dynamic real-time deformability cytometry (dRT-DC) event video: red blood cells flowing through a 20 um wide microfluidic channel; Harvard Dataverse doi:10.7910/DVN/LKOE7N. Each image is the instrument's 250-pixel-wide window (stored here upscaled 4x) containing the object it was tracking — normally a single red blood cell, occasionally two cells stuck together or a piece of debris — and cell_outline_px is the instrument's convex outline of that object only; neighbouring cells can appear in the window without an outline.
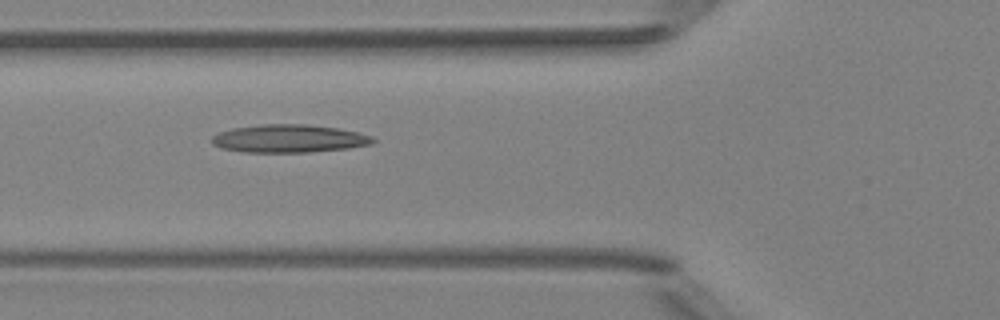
{"species": "Egyptian fruit bat (a non-hibernating species)", "species_latin": "Rousettus aegyptiacus", "temperature_condition": "room temperature", "stored_images_in_passage": 8, "camera_frame_rate_fps": 3000, "um_per_image_px": 0.085, "animal": {"sex": "female"}, "frame": {"image": 1, "passage_image": 5, "time_ms": 1.333, "image_size_px": [1000, 320], "cell_outline_px": [[376, 140], [372, 144], [348, 148], [308, 152], [244, 152], [220, 148], [212, 144], [212, 136], [220, 132], [232, 128], [260, 124], [304, 124], [340, 128], [360, 132], [372, 136]], "centroid_in_image_um": [24.58, 11.77], "position_along_channel_um": 101.2, "area_um2": 26.41}}
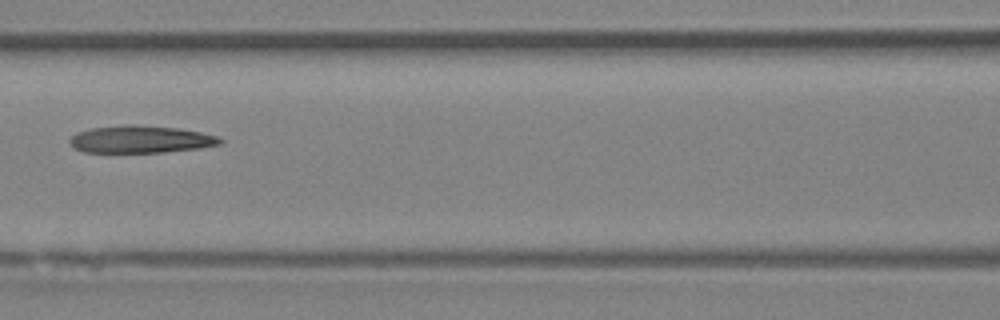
{"frame": {"image": 2, "passage_image": 6, "time_ms": 1.667, "image_size_px": [1000, 320], "cell_outline_px": [[224, 140], [220, 144], [200, 148], [164, 152], [84, 152], [72, 148], [68, 140], [76, 132], [88, 128], [124, 124], [132, 124], [176, 128], [200, 132], [216, 136]], "centroid_in_image_um": [11.89, 11.84], "position_along_channel_um": 154.7, "area_um2": 24.1}}
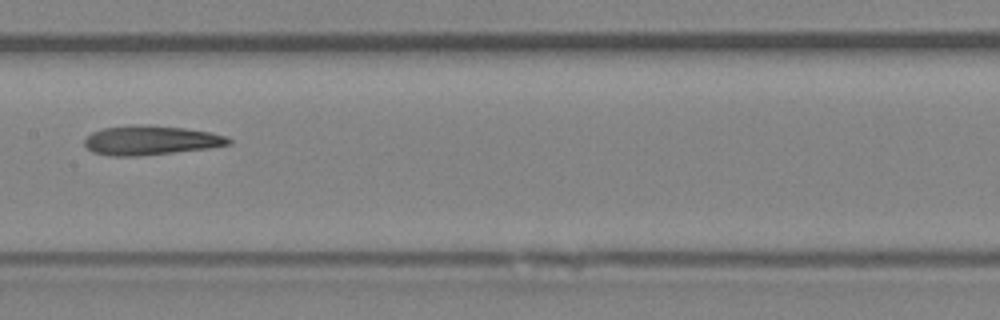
{"frame": {"image": 3, "passage_image": 7, "time_ms": 2.0, "image_size_px": [1000, 320], "cell_outline_px": [[232, 144], [212, 148], [136, 156], [108, 156], [92, 152], [84, 144], [84, 140], [92, 132], [104, 128], [132, 124], [184, 128], [208, 132], [228, 136], [232, 140]], "centroid_in_image_um": [12.82, 11.93], "position_along_channel_um": 194.6, "area_um2": 24.62}}